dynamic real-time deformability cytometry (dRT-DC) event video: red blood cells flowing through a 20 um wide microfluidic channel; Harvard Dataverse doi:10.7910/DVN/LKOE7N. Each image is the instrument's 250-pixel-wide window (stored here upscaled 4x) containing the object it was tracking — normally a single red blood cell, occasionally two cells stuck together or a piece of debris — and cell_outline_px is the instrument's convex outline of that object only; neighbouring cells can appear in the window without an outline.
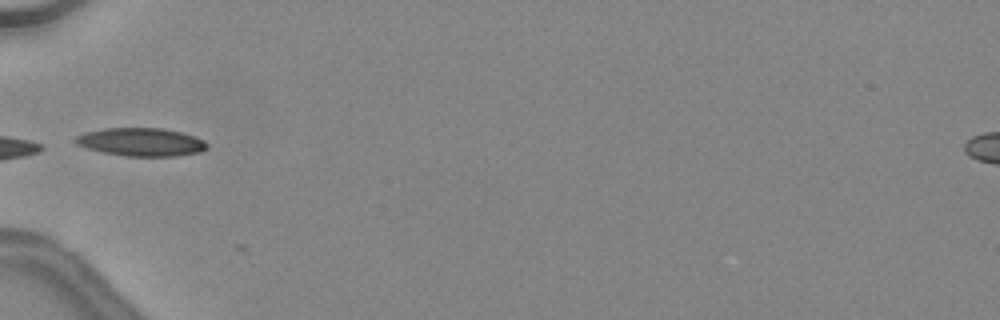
{"species": "common noctule bat (a hibernating species)", "species_latin": "Nyctalus noctula", "temperature_condition": "warm", "stored_images_in_passage": 2, "camera_frame_rate_fps": 3000, "um_per_image_px": 0.085, "animal": {"sex": "female", "body_mass_g": 24.6, "forearm_length_mm": 56.2}, "frame": {"image": 1, "passage_image": 1, "time_ms": 0.0, "image_size_px": [1000, 320], "cell_outline_px": [[208, 148], [200, 152], [176, 156], [124, 156], [104, 152], [88, 148], [76, 144], [72, 140], [76, 136], [84, 132], [104, 128], [164, 128], [180, 132], [204, 140], [208, 144]], "centroid_in_image_um": [11.98, 12.07], "position_along_channel_um": 73.0, "area_um2": 21.62}}